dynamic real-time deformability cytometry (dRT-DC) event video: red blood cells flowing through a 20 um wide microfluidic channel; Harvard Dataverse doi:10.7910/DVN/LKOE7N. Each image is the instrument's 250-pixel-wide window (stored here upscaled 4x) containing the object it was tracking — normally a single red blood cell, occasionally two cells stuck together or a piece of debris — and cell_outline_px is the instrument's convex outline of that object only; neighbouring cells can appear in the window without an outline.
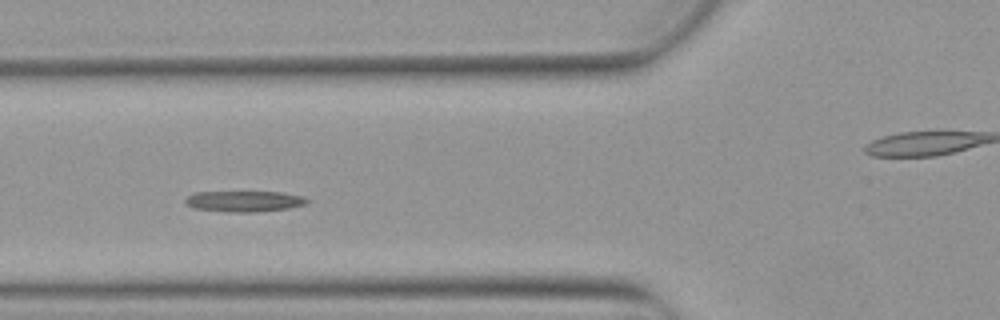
{"species": "Egyptian fruit bat (a non-hibernating species)", "species_latin": "Rousettus aegyptiacus", "temperature_condition": "warm", "stored_images_in_passage": 6, "segment_of_instrument_passage": [1, 2], "camera_frame_rate_fps": 3000, "um_per_image_px": 0.085, "animal": {"sex": "female"}, "frame": {"image": 1, "passage_image": 4, "time_ms": 1.0, "image_size_px": [1000, 320], "cell_outline_px": [[308, 200], [304, 204], [288, 208], [256, 212], [228, 212], [196, 208], [188, 204], [184, 200], [188, 196], [196, 192], [280, 192], [304, 196]], "centroid_in_image_um": [20.77, 17.1], "position_along_channel_um": 105.0, "area_um2": 14.57}}
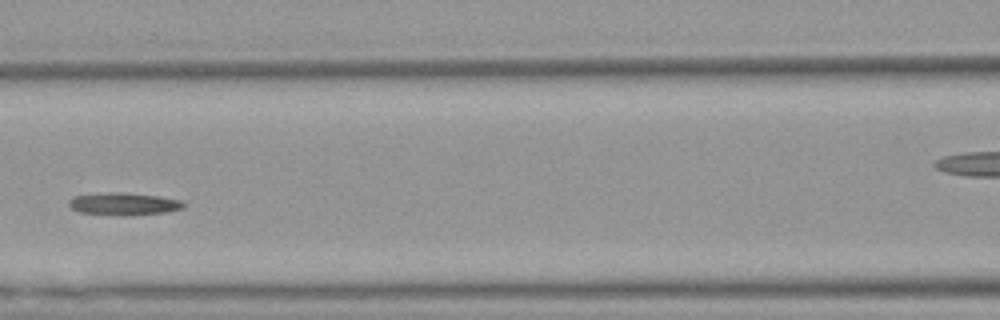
{"frame": {"image": 2, "passage_image": 5, "time_ms": 1.333, "image_size_px": [1000, 320], "cell_outline_px": [[184, 208], [168, 212], [80, 212], [72, 208], [68, 204], [68, 200], [72, 196], [100, 192], [124, 192], [156, 196], [180, 200], [184, 204]], "centroid_in_image_um": [10.47, 17.25], "position_along_channel_um": 156.1, "area_um2": 13.87}}